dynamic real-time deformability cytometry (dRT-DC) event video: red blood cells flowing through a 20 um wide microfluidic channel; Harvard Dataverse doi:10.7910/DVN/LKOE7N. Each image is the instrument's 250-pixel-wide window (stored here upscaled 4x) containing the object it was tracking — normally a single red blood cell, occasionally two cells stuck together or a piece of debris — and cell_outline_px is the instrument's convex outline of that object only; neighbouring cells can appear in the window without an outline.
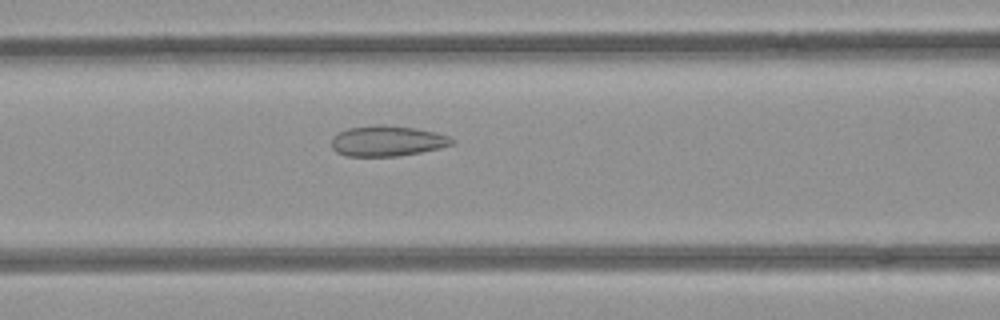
{"species": "common noctule bat (a hibernating species)", "species_latin": "Nyctalus noctula", "temperature_condition": "room temperature", "stored_images_in_passage": 51, "camera_frame_rate_fps": 3000, "um_per_image_px": 0.085, "animal": {"sex": "female", "body_mass_g": 21.9}, "frame": {"image": 1, "passage_image": 22, "time_ms": 7.0, "image_size_px": [1000, 320], "cell_outline_px": [[456, 140], [452, 144], [440, 148], [420, 152], [396, 156], [348, 156], [336, 152], [332, 148], [332, 136], [336, 132], [348, 128], [376, 124], [380, 124], [416, 128], [448, 136]], "centroid_in_image_um": [32.87, 11.97], "position_along_channel_um": 133.7, "area_um2": 21.44}}
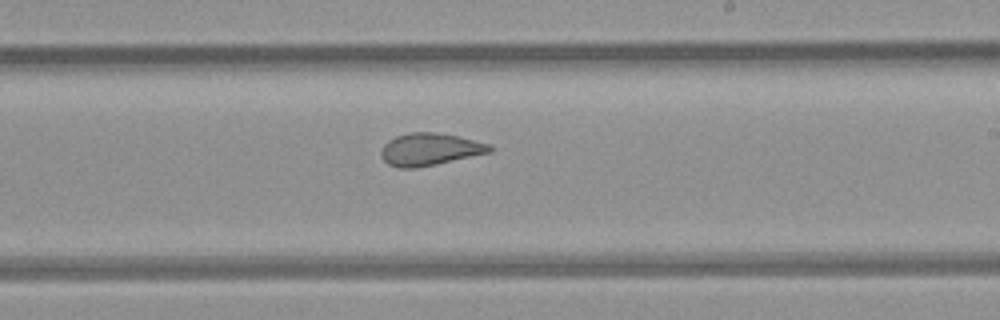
{"frame": {"image": 2, "passage_image": 31, "time_ms": 10.0, "image_size_px": [1000, 320], "cell_outline_px": [[492, 152], [436, 164], [416, 168], [396, 168], [388, 164], [380, 156], [380, 152], [384, 144], [388, 140], [396, 136], [412, 132], [436, 132], [460, 136], [492, 144]], "centroid_in_image_um": [36.54, 12.69], "position_along_channel_um": 252.5, "area_um2": 20.69}}
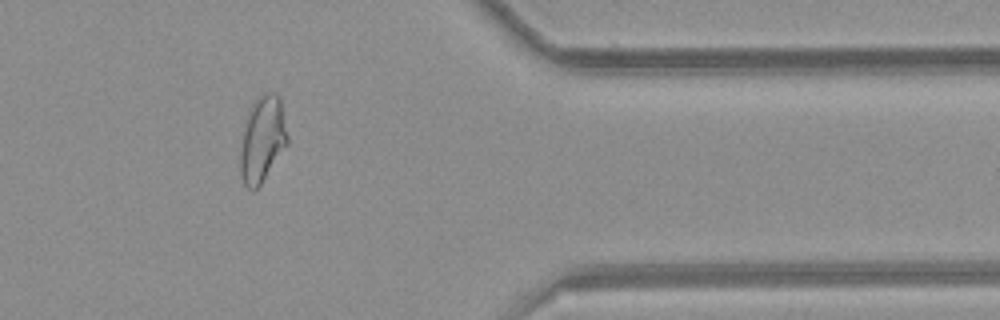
{"frame": {"image": 3, "passage_image": 43, "time_ms": 14.0, "image_size_px": [1000, 320], "cell_outline_px": [[288, 144], [260, 184], [252, 192], [244, 184], [240, 176], [240, 152], [244, 120], [252, 104], [264, 92], [276, 92], [280, 96], [288, 136]], "centroid_in_image_um": [22.29, 11.81], "position_along_channel_um": 389.1, "area_um2": 23.81}, "authors_computed_cell_mechanics": {"area_um2": 23.6402, "velocity_mm_per_s": 3.9635, "shape_relaxation_time_tau1_ms": null, "shape_relaxation_time_tau2_ms": 1.1918, "deformation_change_tau1": null, "deformation_change_tau2": 0.0676}}